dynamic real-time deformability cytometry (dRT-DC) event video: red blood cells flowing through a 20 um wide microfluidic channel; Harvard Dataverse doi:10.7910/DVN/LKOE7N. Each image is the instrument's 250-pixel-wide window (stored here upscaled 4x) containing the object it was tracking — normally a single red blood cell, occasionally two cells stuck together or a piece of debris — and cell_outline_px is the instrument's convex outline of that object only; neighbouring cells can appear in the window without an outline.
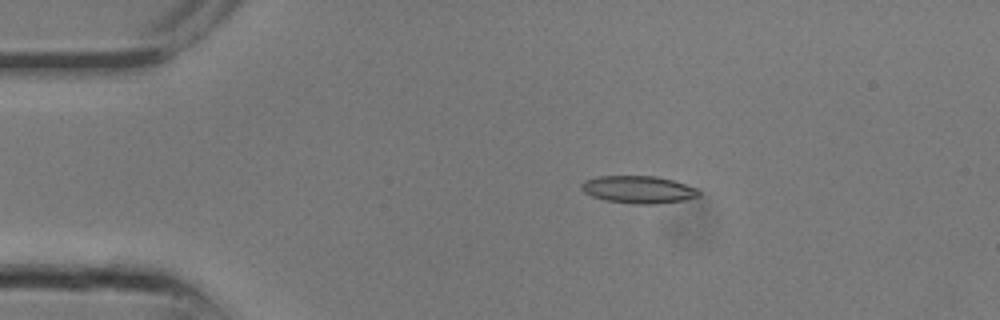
{"species": "common noctule bat (a hibernating species)", "species_latin": "Nyctalus noctula", "temperature_condition": "room temperature", "stored_images_in_passage": 8, "camera_frame_rate_fps": 3000, "um_per_image_px": 0.085, "animal": {"sex": "male", "body_mass_g": 13.3}, "frame": {"image": 1, "passage_image": 2, "time_ms": 0.333, "image_size_px": [1000, 320], "cell_outline_px": [[700, 196], [684, 200], [652, 204], [636, 204], [604, 200], [592, 196], [584, 192], [580, 188], [580, 184], [584, 180], [600, 176], [656, 176], [672, 180], [696, 188], [700, 192]], "centroid_in_image_um": [54.24, 16.11], "position_along_channel_um": 30.8, "area_um2": 18.73}}
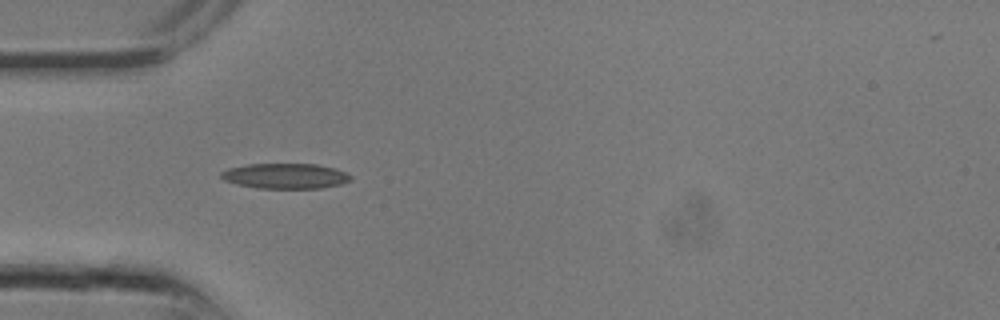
{"frame": {"image": 2, "passage_image": 5, "time_ms": 1.333, "image_size_px": [1000, 320], "cell_outline_px": [[352, 180], [340, 184], [320, 188], [256, 188], [236, 184], [224, 180], [220, 176], [220, 172], [228, 168], [248, 164], [316, 164], [336, 168], [352, 176]], "centroid_in_image_um": [24.24, 14.96], "position_along_channel_um": 60.8, "area_um2": 19.13}}
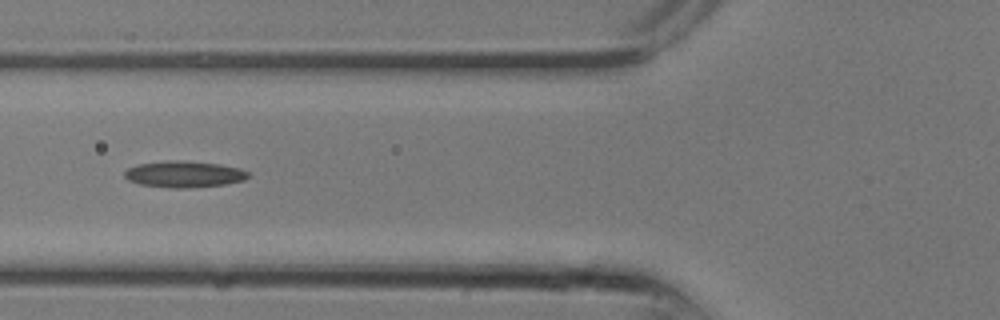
{"frame": {"image": 3, "passage_image": 7, "time_ms": 2.0, "image_size_px": [1000, 320], "cell_outline_px": [[248, 176], [244, 180], [224, 184], [188, 188], [172, 188], [140, 184], [128, 180], [124, 176], [124, 172], [128, 168], [136, 164], [172, 160], [176, 160], [220, 164], [240, 168], [248, 172]], "centroid_in_image_um": [15.62, 14.8], "position_along_channel_um": 110.2, "area_um2": 18.9}}